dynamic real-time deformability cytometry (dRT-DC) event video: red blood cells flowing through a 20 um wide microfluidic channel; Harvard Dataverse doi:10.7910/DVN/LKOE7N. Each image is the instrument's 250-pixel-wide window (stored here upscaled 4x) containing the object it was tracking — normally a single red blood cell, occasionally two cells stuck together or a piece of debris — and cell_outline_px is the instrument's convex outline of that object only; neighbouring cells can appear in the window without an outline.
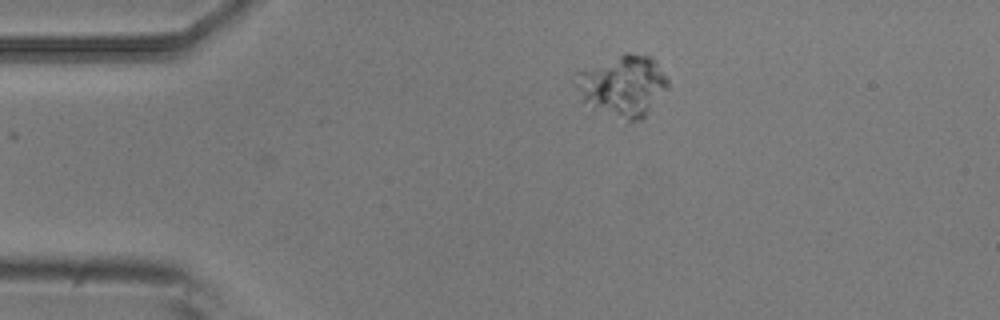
{"species": "common noctule bat (a hibernating species)", "species_latin": "Nyctalus noctula", "temperature_condition": "room temperature", "stored_images_in_passage": 3, "camera_frame_rate_fps": 3000, "um_per_image_px": 0.085, "animal": {"sex": "male", "body_mass_g": 20.5, "forearm_length_mm": 52.5}, "frame": {"image": 1, "passage_image": 3, "time_ms": 0.667, "image_size_px": [1000, 320], "cell_outline_px": [[668, 88], [644, 116], [640, 120], [628, 120], [592, 108], [584, 100], [572, 80], [576, 72], [624, 52], [628, 52], [648, 56], [656, 60], [668, 80]], "centroid_in_image_um": [52.93, 7.24], "position_along_channel_um": 32.1, "area_um2": 32.54}}